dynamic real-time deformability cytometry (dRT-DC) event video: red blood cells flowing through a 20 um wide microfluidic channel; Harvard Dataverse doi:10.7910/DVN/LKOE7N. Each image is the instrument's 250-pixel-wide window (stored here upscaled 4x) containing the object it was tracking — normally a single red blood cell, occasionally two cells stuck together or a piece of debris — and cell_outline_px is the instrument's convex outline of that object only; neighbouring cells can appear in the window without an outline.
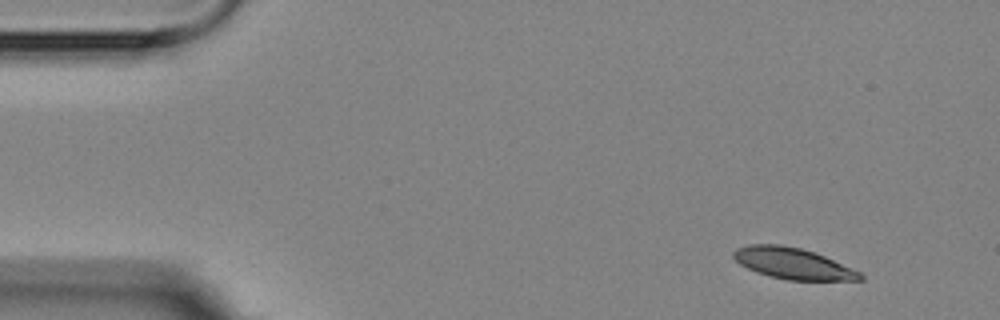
{"species": "Egyptian fruit bat (a non-hibernating species)", "species_latin": "Rousettus aegyptiacus", "temperature_condition": "room temperature", "stored_images_in_passage": 3, "camera_frame_rate_fps": 3000, "um_per_image_px": 0.085, "animal": {"sex": "female"}, "frame": {"image": 1, "passage_image": 1, "time_ms": 0.0, "image_size_px": [1000, 320], "cell_outline_px": [[864, 280], [788, 280], [756, 272], [740, 264], [732, 256], [732, 252], [736, 248], [748, 244], [780, 244], [800, 248], [824, 256], [860, 272], [864, 276]], "centroid_in_image_um": [67.36, 22.39], "position_along_channel_um": 17.6, "area_um2": 22.77}}
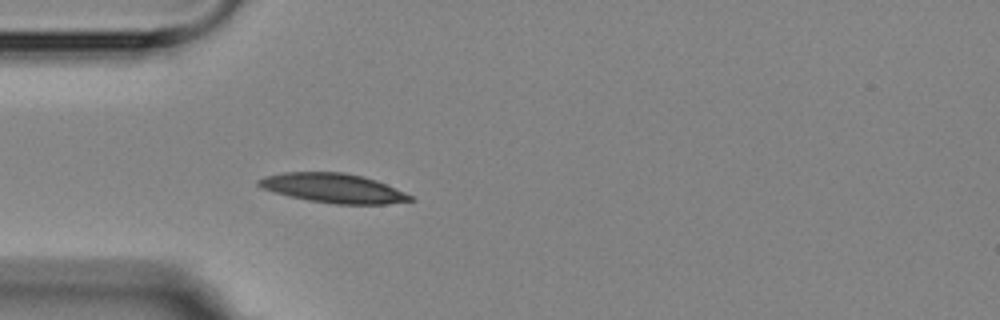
{"frame": {"image": 2, "passage_image": 3, "time_ms": 3.667, "image_size_px": [1000, 320], "cell_outline_px": [[416, 200], [388, 204], [336, 204], [308, 200], [288, 196], [260, 188], [256, 184], [256, 180], [264, 176], [284, 172], [344, 172], [364, 176], [376, 180], [404, 192], [412, 196]], "centroid_in_image_um": [28.3, 15.99], "position_along_channel_um": 56.7, "area_um2": 26.07}}